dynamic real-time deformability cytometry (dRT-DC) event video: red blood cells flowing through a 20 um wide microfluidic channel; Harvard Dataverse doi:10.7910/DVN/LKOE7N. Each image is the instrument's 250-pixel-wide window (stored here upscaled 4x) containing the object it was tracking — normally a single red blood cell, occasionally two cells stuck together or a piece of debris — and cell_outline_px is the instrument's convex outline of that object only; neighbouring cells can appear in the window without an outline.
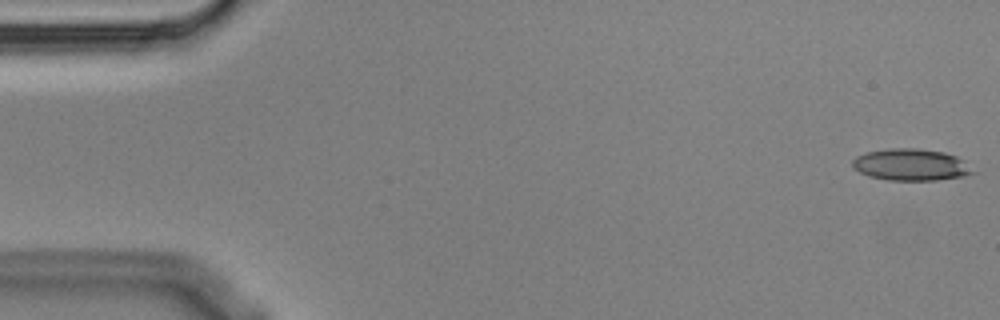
{"species": "Egyptian fruit bat (a non-hibernating species)", "species_latin": "Rousettus aegyptiacus", "temperature_condition": "cold", "stored_images_in_passage": 4, "camera_frame_rate_fps": 3000, "um_per_image_px": 0.085, "animal": {"sex": "male"}, "frame": {"image": 1, "passage_image": 1, "time_ms": 0.0, "image_size_px": [1000, 320], "cell_outline_px": [[976, 172], [964, 176], [936, 180], [888, 180], [868, 176], [852, 168], [852, 160], [856, 156], [868, 152], [892, 148], [920, 148], [944, 152], [956, 156], [964, 160]], "centroid_in_image_um": [77.43, 14.0], "position_along_channel_um": 7.6, "area_um2": 22.37}}
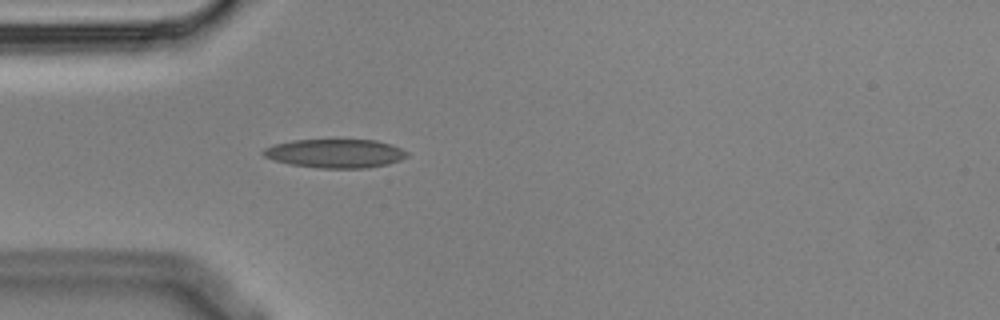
{"frame": {"image": 2, "passage_image": 4, "time_ms": 1.0, "image_size_px": [1000, 320], "cell_outline_px": [[408, 156], [400, 160], [388, 164], [368, 168], [320, 168], [292, 164], [276, 160], [264, 156], [260, 152], [264, 148], [272, 144], [292, 140], [376, 140], [392, 144], [408, 152]], "centroid_in_image_um": [28.51, 13.03], "position_along_channel_um": 56.5, "area_um2": 24.1}}